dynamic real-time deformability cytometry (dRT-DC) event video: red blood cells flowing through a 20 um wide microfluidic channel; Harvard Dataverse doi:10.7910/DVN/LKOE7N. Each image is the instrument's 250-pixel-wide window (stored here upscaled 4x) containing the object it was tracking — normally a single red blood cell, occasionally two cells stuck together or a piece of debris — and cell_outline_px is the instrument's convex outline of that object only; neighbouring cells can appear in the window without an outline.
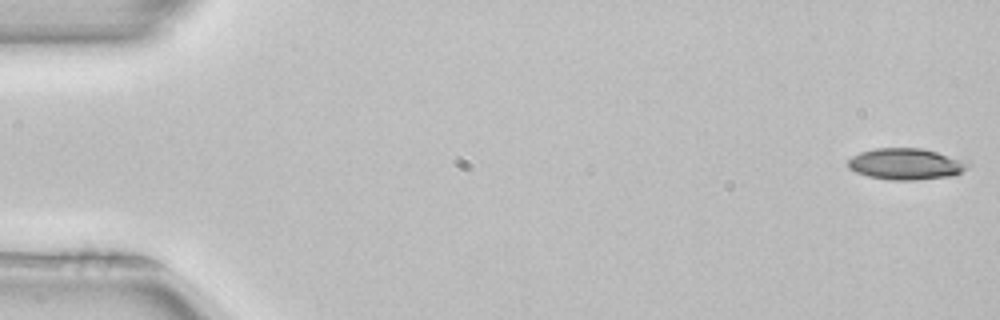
{"species": "common noctule bat (a hibernating species)", "species_latin": "Nyctalus noctula", "temperature_condition": "room temperature", "stored_images_in_passage": 52, "camera_frame_rate_fps": 3000, "um_per_image_px": 0.085, "animal": {"sex": "female", "body_mass_g": 22.7, "forearm_length_mm": 54.2}, "frame": {"image": 1, "passage_image": 1, "time_ms": 0.0, "image_size_px": [1000, 320], "cell_outline_px": [[972, 164], [968, 168], [952, 176], [916, 180], [888, 180], [868, 176], [856, 172], [848, 168], [848, 160], [852, 156], [860, 152], [876, 148], [920, 148], [968, 160]], "centroid_in_image_um": [77.03, 13.94], "position_along_channel_um": 8.0, "area_um2": 22.08}}
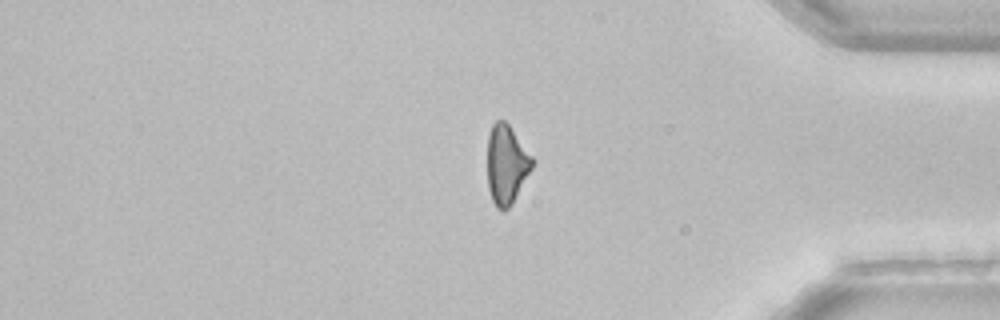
{"frame": {"image": 2, "passage_image": 43, "time_ms": 14.0, "image_size_px": [1000, 320], "cell_outline_px": [[532, 168], [512, 204], [504, 212], [500, 212], [496, 208], [492, 200], [488, 188], [488, 136], [492, 124], [496, 120], [504, 120], [508, 124], [532, 156]], "centroid_in_image_um": [43.03, 14.01], "position_along_channel_um": 392.2, "area_um2": 20.58}}
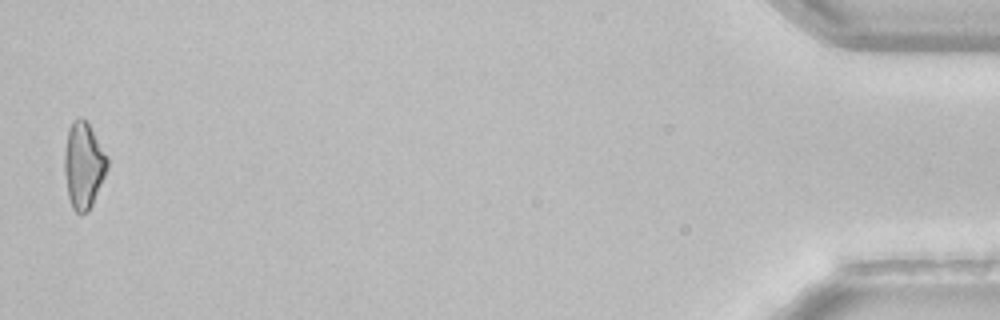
{"frame": {"image": 3, "passage_image": 51, "time_ms": 16.667, "image_size_px": [1000, 320], "cell_outline_px": [[108, 168], [92, 204], [88, 212], [76, 212], [72, 208], [68, 196], [64, 172], [64, 152], [68, 128], [72, 120], [80, 116], [88, 124], [108, 156]], "centroid_in_image_um": [7.09, 14.03], "position_along_channel_um": 428.1, "area_um2": 21.5}, "authors_computed_cell_mechanics": {"area_um2": 22.1663, "velocity_mm_per_s": 3.9816, "shape_relaxation_time_tau1_ms": 4.9498, "shape_relaxation_time_tau2_ms": null, "deformation_change_tau1": 0.1256, "deformation_change_tau2": null}}